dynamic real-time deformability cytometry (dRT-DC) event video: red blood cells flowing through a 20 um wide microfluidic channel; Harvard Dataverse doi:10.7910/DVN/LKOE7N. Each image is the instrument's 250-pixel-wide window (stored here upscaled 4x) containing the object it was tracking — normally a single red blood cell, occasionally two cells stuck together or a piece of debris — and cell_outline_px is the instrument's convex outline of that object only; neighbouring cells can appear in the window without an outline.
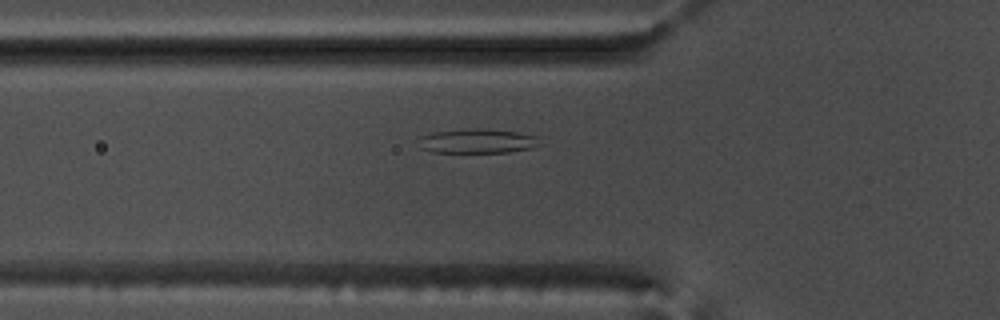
{"species": "common noctule bat (a hibernating species)", "species_latin": "Nyctalus noctula", "temperature_condition": "warm", "stored_images_in_passage": 45, "camera_frame_rate_fps": 3000, "um_per_image_px": 0.085, "animal": {"sex": "male", "body_mass_g": 17.5, "forearm_length_mm": 52.3}, "frame": {"image": 1, "passage_image": 9, "time_ms": 2.667, "image_size_px": [1000, 320], "cell_outline_px": [[540, 144], [532, 148], [508, 152], [432, 152], [420, 148], [424, 136], [432, 132], [468, 128], [480, 128], [516, 132], [536, 136]], "centroid_in_image_um": [40.61, 11.99], "position_along_channel_um": 85.2, "area_um2": 16.94}}
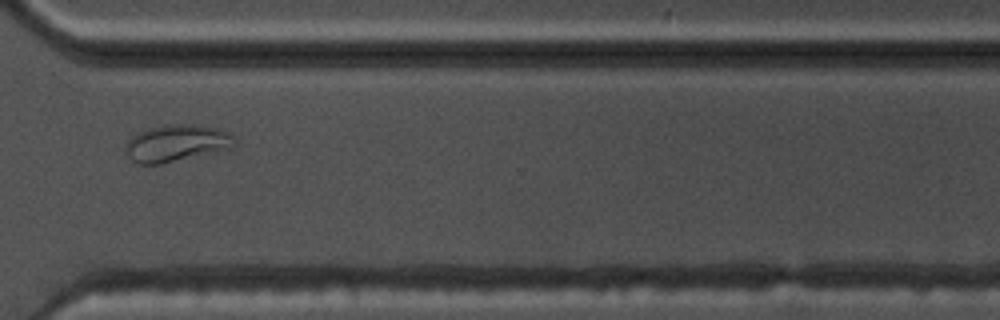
{"frame": {"image": 2, "passage_image": 31, "time_ms": 10.0, "image_size_px": [1000, 320], "cell_outline_px": [[236, 144], [232, 148], [160, 164], [136, 164], [128, 156], [124, 148], [128, 140], [136, 132], [148, 128], [164, 124], [192, 124], [216, 128], [228, 132], [232, 136]], "centroid_in_image_um": [14.96, 12.16], "position_along_channel_um": 355.6, "area_um2": 23.47}}
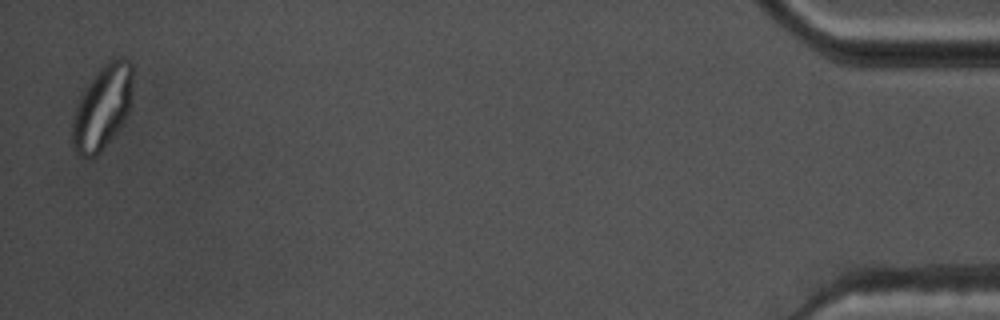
{"frame": {"image": 3, "passage_image": 44, "time_ms": 14.333, "image_size_px": [1000, 320], "cell_outline_px": [[132, 80], [128, 112], [120, 128], [100, 152], [92, 160], [88, 160], [80, 156], [72, 148], [72, 116], [76, 104], [80, 96], [88, 84], [104, 64], [112, 56], [124, 56], [132, 64]], "centroid_in_image_um": [8.67, 9.15], "position_along_channel_um": 426.5, "area_um2": 29.88}, "authors_computed_cell_mechanics": {"area_um2": 19.1318, "velocity_mm_per_s": 3.6877, "shape_relaxation_time_tau1_ms": null, "shape_relaxation_time_tau2_ms": 1.7909, "deformation_change_tau1": null, "deformation_change_tau2": 0.0485}}